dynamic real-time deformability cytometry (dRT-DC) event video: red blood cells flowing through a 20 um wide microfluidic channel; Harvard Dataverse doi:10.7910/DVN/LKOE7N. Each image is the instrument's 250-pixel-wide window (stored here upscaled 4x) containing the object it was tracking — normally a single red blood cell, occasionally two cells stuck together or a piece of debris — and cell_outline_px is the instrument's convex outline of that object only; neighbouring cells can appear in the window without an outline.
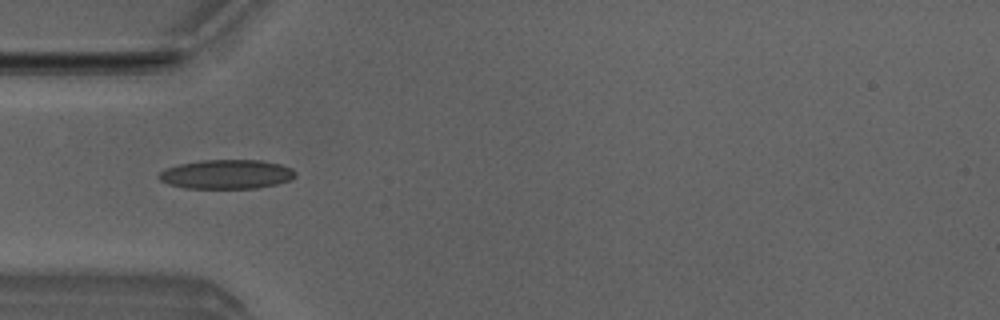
{"species": "Egyptian fruit bat (a non-hibernating species)", "species_latin": "Rousettus aegyptiacus", "temperature_condition": "room temperature", "stored_images_in_passage": 51, "camera_frame_rate_fps": 3000, "um_per_image_px": 0.085, "animal": {"sex": "male"}, "frame": {"image": 1, "passage_image": 15, "time_ms": 4.667, "image_size_px": [1000, 320], "cell_outline_px": [[296, 176], [288, 180], [276, 184], [256, 188], [184, 188], [168, 184], [160, 180], [156, 176], [164, 168], [180, 164], [200, 160], [260, 160], [280, 164], [292, 168], [296, 172]], "centroid_in_image_um": [19.22, 14.81], "position_along_channel_um": 65.8, "area_um2": 23.29}}
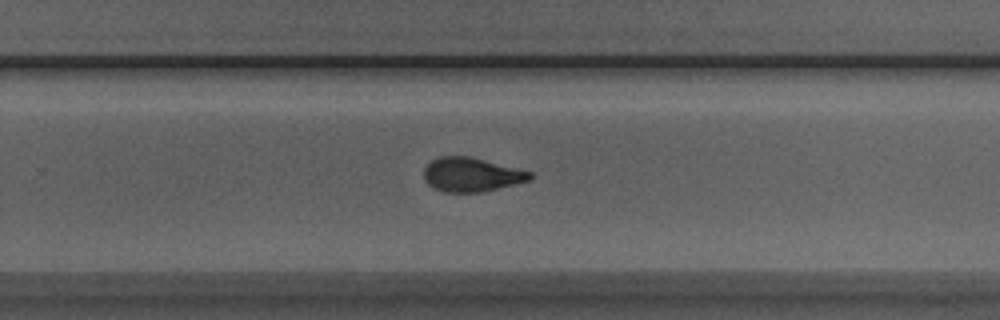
{"frame": {"image": 2, "passage_image": 32, "time_ms": 10.333, "image_size_px": [1000, 320], "cell_outline_px": [[532, 180], [480, 192], [444, 192], [432, 188], [424, 180], [424, 168], [432, 160], [440, 156], [468, 156], [532, 172]], "centroid_in_image_um": [40.04, 14.85], "position_along_channel_um": 289.8, "area_um2": 20.92}}
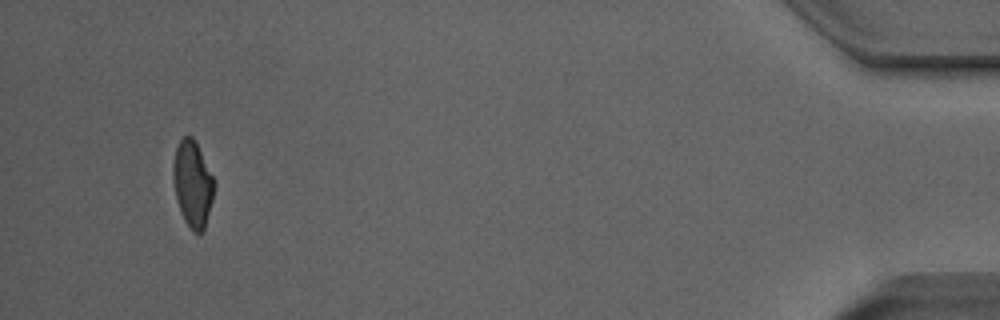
{"frame": {"image": 3, "passage_image": 48, "time_ms": 15.667, "image_size_px": [1000, 320], "cell_outline_px": [[212, 200], [204, 232], [200, 236], [192, 232], [184, 220], [180, 212], [176, 200], [172, 176], [172, 164], [176, 148], [180, 140], [184, 136], [192, 136], [212, 176]], "centroid_in_image_um": [16.33, 15.71], "position_along_channel_um": 418.9, "area_um2": 20.4}, "authors_computed_cell_mechanics": {"area_um2": 21.2126, "velocity_mm_per_s": 3.9518, "shape_relaxation_time_tau1_ms": 4.3392, "shape_relaxation_time_tau2_ms": 1.3859, "deformation_change_tau1": 0.1589, "deformation_change_tau2": 0.0726}}